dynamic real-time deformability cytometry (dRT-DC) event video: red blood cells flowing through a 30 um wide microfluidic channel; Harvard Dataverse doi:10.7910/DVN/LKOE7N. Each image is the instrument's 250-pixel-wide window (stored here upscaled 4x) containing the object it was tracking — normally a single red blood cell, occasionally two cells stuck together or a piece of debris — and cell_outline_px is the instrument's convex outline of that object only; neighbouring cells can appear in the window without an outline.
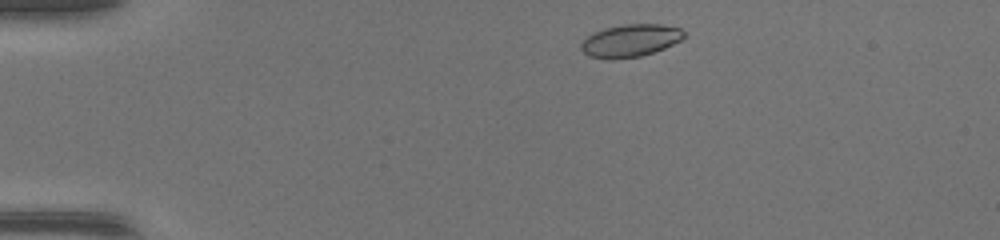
{"species": "common noctule bat (a hibernating species)", "species_latin": "Nyctalus noctula", "temperature_condition": "warm", "stored_images_in_passage": 38, "camera_frame_rate_fps": 3000, "um_per_image_px": 0.085, "animal": {"sex": "female", "body_mass_g": 17.0, "forearm_length_mm": 48.0}, "frame": {"image": 1, "passage_image": 1, "time_ms": 0.0, "image_size_px": [1000, 240], "cell_outline_px": [[684, 36], [680, 40], [664, 48], [640, 56], [612, 60], [608, 60], [588, 56], [580, 48], [580, 44], [592, 32], [604, 28], [624, 24], [660, 24], [680, 28], [684, 32]], "centroid_in_image_um": [53.53, 3.45], "position_along_channel_um": 31.5, "area_um2": 19.54}}
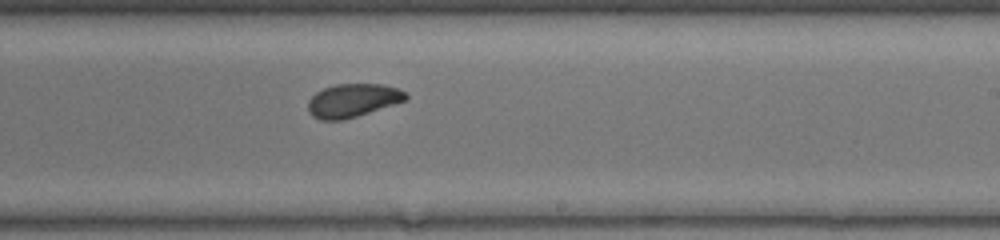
{"frame": {"image": 2, "passage_image": 21, "time_ms": 6.667, "image_size_px": [1000, 240], "cell_outline_px": [[408, 96], [404, 100], [344, 120], [320, 120], [312, 116], [308, 112], [308, 100], [316, 92], [324, 88], [336, 84], [384, 84], [396, 88], [404, 92]], "centroid_in_image_um": [29.91, 8.53], "position_along_channel_um": 259.1, "area_um2": 18.73}}
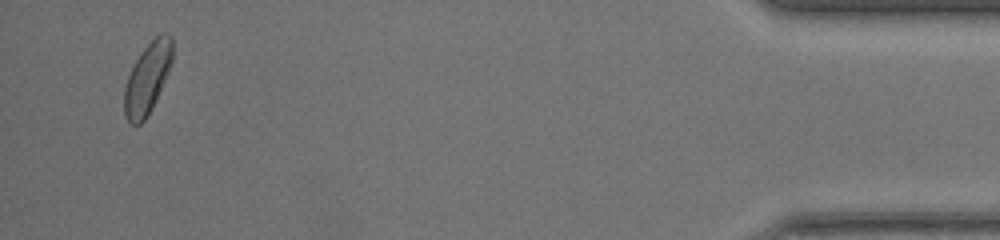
{"frame": {"image": 3, "passage_image": 37, "time_ms": 12.0, "image_size_px": [1000, 240], "cell_outline_px": [[172, 60], [168, 72], [152, 108], [144, 120], [140, 124], [128, 124], [124, 116], [124, 88], [128, 76], [140, 52], [160, 32], [168, 32], [172, 36]], "centroid_in_image_um": [12.52, 6.65], "position_along_channel_um": 422.7, "area_um2": 19.83}}